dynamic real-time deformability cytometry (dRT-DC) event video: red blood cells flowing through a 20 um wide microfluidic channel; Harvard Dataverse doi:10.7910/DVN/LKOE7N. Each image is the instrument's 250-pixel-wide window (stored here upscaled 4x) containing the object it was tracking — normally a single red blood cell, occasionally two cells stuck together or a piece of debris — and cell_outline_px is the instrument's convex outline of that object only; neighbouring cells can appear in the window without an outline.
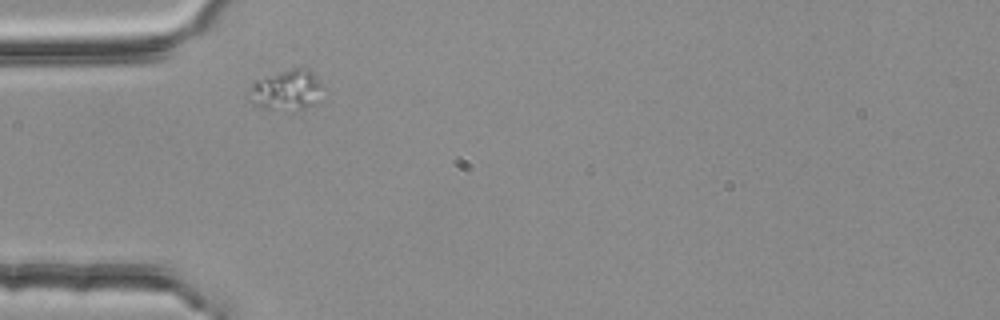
{"species": "common noctule bat (a hibernating species)", "species_latin": "Nyctalus noctula", "temperature_condition": "room temperature", "stored_images_in_passage": 1, "camera_frame_rate_fps": 3000, "um_per_image_px": 0.085, "animal": {"sex": "female", "body_mass_g": 25.1}, "frame": {"image": 1, "passage_image": 1, "time_ms": 0.0, "image_size_px": [1000, 320], "cell_outline_px": [[324, 88], [320, 100], [304, 108], [292, 112], [260, 108], [252, 104], [248, 100], [252, 80], [264, 76], [292, 68], [308, 68], [324, 84]], "centroid_in_image_um": [24.35, 7.67], "position_along_channel_um": 60.6, "area_um2": 18.21}}